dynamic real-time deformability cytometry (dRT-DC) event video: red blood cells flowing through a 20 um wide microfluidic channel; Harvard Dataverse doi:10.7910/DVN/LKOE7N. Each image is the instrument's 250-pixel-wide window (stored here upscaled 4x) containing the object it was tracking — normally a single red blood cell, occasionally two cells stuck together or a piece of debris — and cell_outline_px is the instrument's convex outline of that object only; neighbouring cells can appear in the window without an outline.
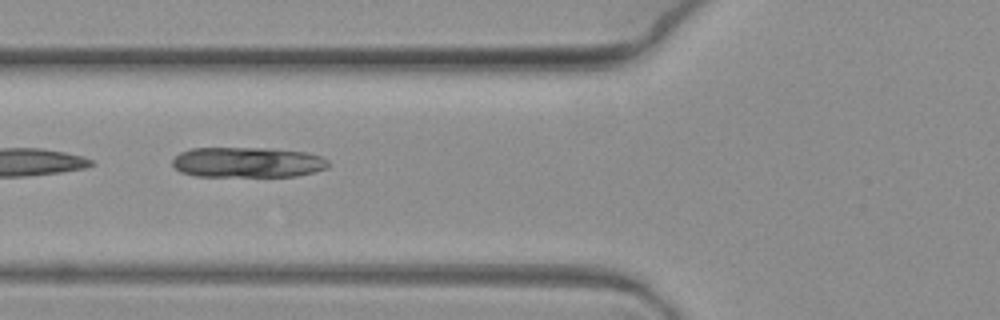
{"species": "common noctule bat (a hibernating species)", "species_latin": "Nyctalus noctula", "temperature_condition": "warm", "stored_images_in_passage": 16, "camera_frame_rate_fps": 3000, "um_per_image_px": 0.085, "animal": {"sex": "female", "body_mass_g": 19.3, "forearm_length_mm": 54.1}, "frame": {"image": 1, "passage_image": 5, "time_ms": 1.333, "image_size_px": [1000, 320], "cell_outline_px": [[328, 168], [296, 176], [196, 176], [180, 172], [172, 164], [172, 160], [180, 152], [192, 148], [272, 148], [308, 152], [324, 156], [328, 160]], "centroid_in_image_um": [21.07, 13.79], "position_along_channel_um": 104.7, "area_um2": 27.8}}
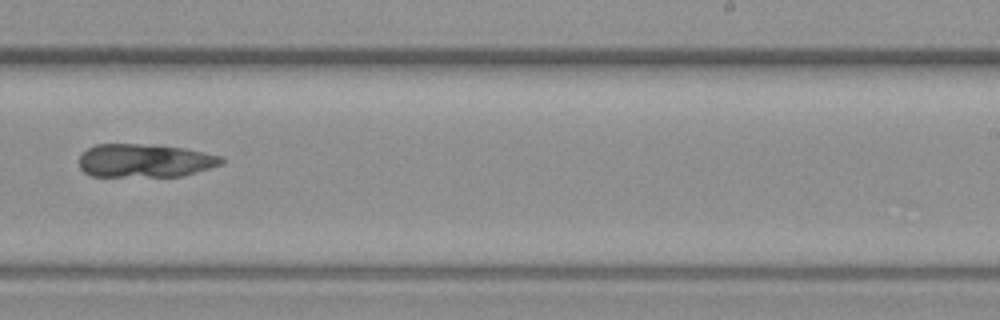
{"frame": {"image": 2, "passage_image": 10, "time_ms": 3.0, "image_size_px": [1000, 320], "cell_outline_px": [[224, 164], [184, 176], [92, 176], [84, 172], [80, 168], [80, 156], [88, 148], [96, 144], [140, 144], [184, 148], [220, 156], [224, 160]], "centroid_in_image_um": [12.33, 13.66], "position_along_channel_um": 276.7, "area_um2": 27.57}}